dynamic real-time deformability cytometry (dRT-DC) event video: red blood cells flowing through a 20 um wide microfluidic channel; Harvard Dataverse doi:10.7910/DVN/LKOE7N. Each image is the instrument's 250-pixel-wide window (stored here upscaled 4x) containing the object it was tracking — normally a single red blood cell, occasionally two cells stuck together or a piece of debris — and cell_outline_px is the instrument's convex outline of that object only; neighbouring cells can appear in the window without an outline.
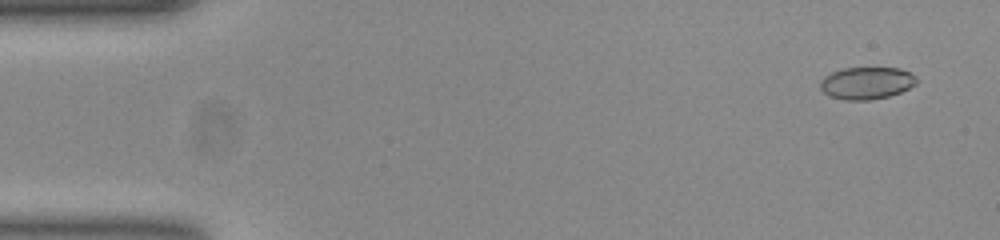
{"species": "common noctule bat (a hibernating species)", "species_latin": "Nyctalus noctula", "temperature_condition": "room temperature", "stored_images_in_passage": 53, "camera_frame_rate_fps": 3000, "um_per_image_px": 0.085, "animal": {"sex": "female", "body_mass_g": 23.0, "forearm_length_mm": 53.4}, "frame": {"image": 1, "passage_image": 3, "time_ms": 0.667, "image_size_px": [1000, 240], "cell_outline_px": [[916, 84], [900, 92], [888, 96], [868, 100], [844, 100], [828, 96], [820, 88], [820, 80], [824, 76], [840, 68], [900, 68], [916, 76]], "centroid_in_image_um": [73.62, 7.06], "position_along_channel_um": 11.4, "area_um2": 18.09}}
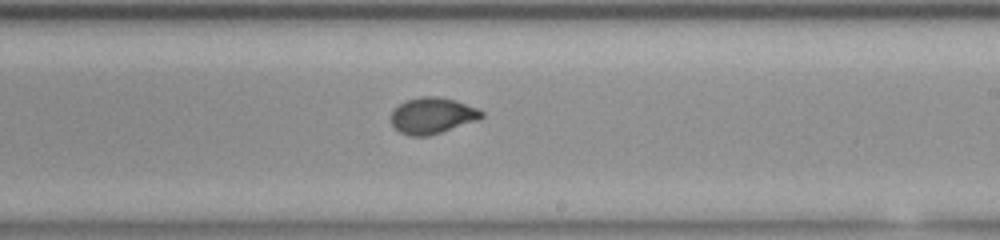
{"frame": {"image": 2, "passage_image": 31, "time_ms": 10.0, "image_size_px": [1000, 240], "cell_outline_px": [[484, 116], [476, 120], [428, 136], [412, 136], [400, 132], [392, 124], [392, 112], [404, 100], [420, 96], [440, 96], [456, 100], [476, 108], [484, 112]], "centroid_in_image_um": [36.74, 9.8], "position_along_channel_um": 252.3, "area_um2": 18.84}}
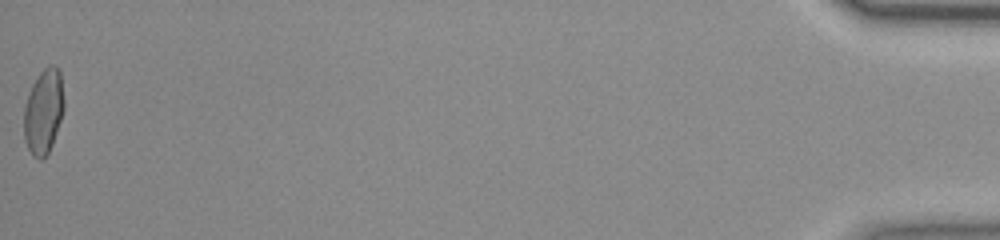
{"frame": {"image": 3, "passage_image": 53, "time_ms": 17.333, "image_size_px": [1000, 240], "cell_outline_px": [[64, 108], [52, 144], [48, 152], [40, 160], [32, 156], [28, 148], [24, 136], [24, 108], [32, 84], [40, 72], [48, 64], [56, 64], [60, 72], [64, 100]], "centroid_in_image_um": [3.7, 9.44], "position_along_channel_um": 431.5, "area_um2": 19.71}, "authors_computed_cell_mechanics": {"area_um2": 18.9006, "velocity_mm_per_s": 3.867, "shape_relaxation_time_tau1_ms": 5.0806, "shape_relaxation_time_tau2_ms": null, "deformation_change_tau1": 0.1683, "deformation_change_tau2": null}}